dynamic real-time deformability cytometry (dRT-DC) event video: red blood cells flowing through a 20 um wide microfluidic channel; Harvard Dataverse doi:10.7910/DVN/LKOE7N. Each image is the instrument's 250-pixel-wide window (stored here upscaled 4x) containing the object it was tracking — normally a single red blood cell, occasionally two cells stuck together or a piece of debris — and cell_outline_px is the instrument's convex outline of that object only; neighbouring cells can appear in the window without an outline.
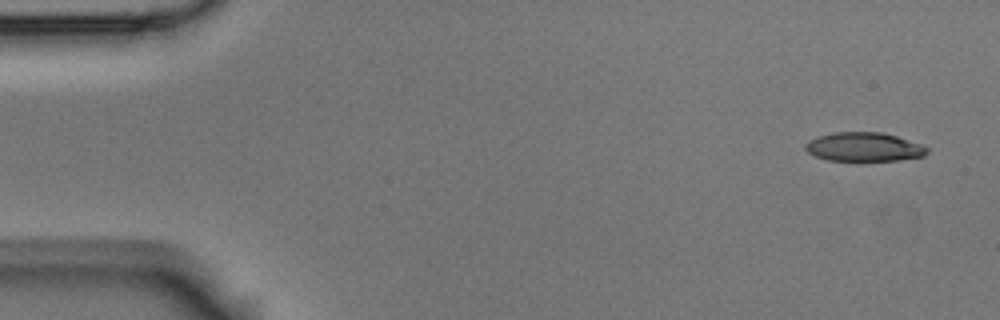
{"species": "Egyptian fruit bat (a non-hibernating species)", "species_latin": "Rousettus aegyptiacus", "temperature_condition": "room temperature", "stored_images_in_passage": 5, "camera_frame_rate_fps": 3000, "um_per_image_px": 0.085, "animal": {"sex": "male"}, "frame": {"image": 1, "passage_image": 1, "time_ms": 0.0, "image_size_px": [1000, 320], "cell_outline_px": [[928, 152], [924, 156], [896, 160], [828, 160], [816, 156], [808, 152], [804, 148], [804, 144], [808, 140], [832, 132], [884, 132], [920, 144], [928, 148]], "centroid_in_image_um": [73.42, 12.48], "position_along_channel_um": 11.6, "area_um2": 20.35}}
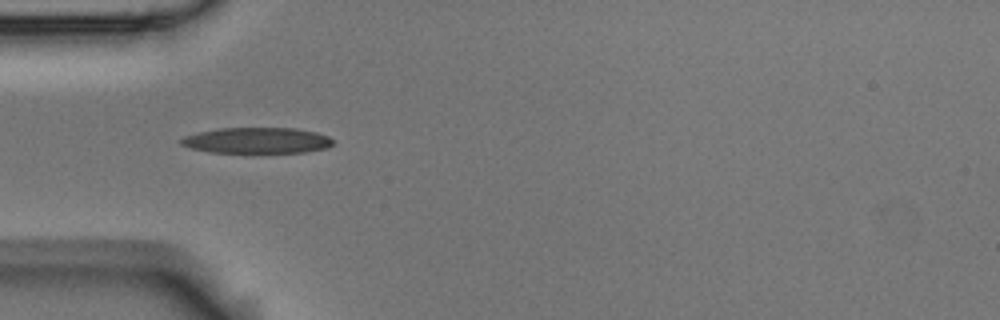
{"frame": {"image": 2, "passage_image": 4, "time_ms": 1.0, "image_size_px": [1000, 320], "cell_outline_px": [[332, 144], [324, 148], [304, 152], [208, 152], [192, 148], [180, 144], [180, 140], [184, 136], [200, 132], [220, 128], [296, 128], [316, 132], [328, 136], [332, 140]], "centroid_in_image_um": [21.82, 11.93], "position_along_channel_um": 63.2, "area_um2": 22.6}}
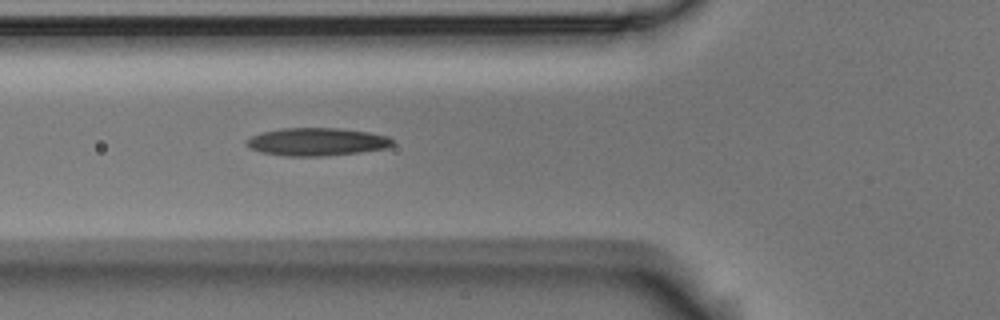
{"frame": {"image": 3, "passage_image": 5, "time_ms": 1.333, "image_size_px": [1000, 320], "cell_outline_px": [[392, 144], [388, 148], [360, 152], [324, 156], [288, 156], [264, 152], [252, 148], [244, 144], [244, 140], [260, 132], [280, 128], [340, 128], [368, 132], [388, 136], [392, 140]], "centroid_in_image_um": [26.92, 12.04], "position_along_channel_um": 98.9, "area_um2": 23.7}}